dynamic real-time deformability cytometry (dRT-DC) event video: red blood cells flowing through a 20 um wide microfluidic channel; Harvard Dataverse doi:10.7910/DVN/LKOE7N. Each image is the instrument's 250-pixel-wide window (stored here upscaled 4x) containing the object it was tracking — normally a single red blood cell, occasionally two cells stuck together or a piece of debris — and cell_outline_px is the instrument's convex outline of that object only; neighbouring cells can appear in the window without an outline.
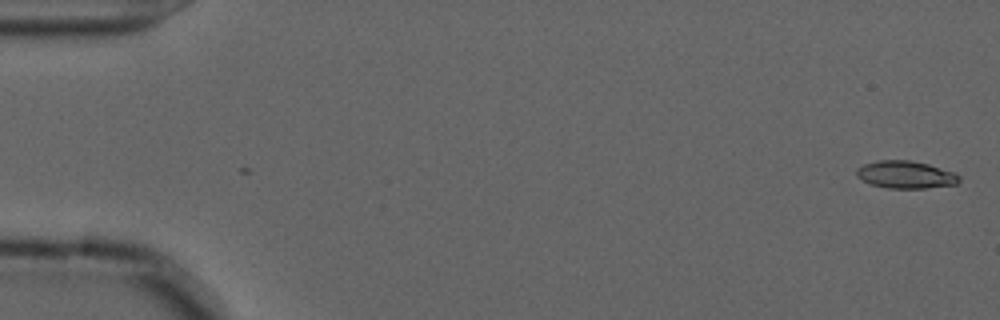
{"species": "common noctule bat (a hibernating species)", "species_latin": "Nyctalus noctula", "temperature_condition": "cold", "stored_images_in_passage": 2, "camera_frame_rate_fps": 3000, "um_per_image_px": 0.085, "animal": {"sex": "male", "forearm_length_mm": 52.5}, "frame": {"image": 1, "passage_image": 2, "time_ms": 0.333, "image_size_px": [1000, 320], "cell_outline_px": [[960, 180], [956, 184], [924, 188], [888, 188], [872, 184], [856, 176], [856, 168], [864, 164], [876, 160], [908, 160], [928, 164], [952, 172], [960, 176]], "centroid_in_image_um": [76.95, 14.84], "position_along_channel_um": 8.0, "area_um2": 16.24}}